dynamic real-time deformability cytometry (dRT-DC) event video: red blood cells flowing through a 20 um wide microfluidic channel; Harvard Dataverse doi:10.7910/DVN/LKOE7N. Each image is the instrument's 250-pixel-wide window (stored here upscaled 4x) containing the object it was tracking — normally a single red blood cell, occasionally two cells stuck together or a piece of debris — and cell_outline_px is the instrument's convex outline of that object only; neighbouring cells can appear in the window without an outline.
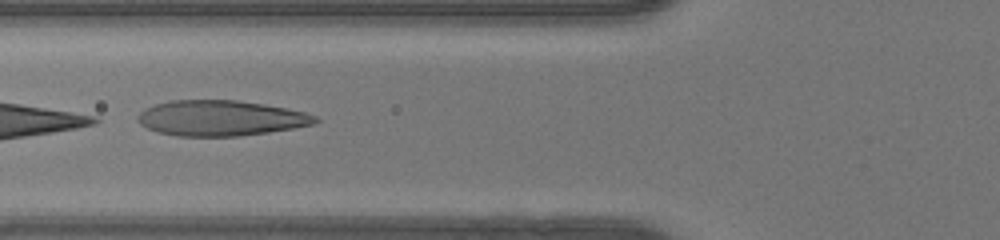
{"species": "human", "species_latin": "Homo sapiens", "temperature_condition": "warm", "stored_images_in_passage": 43, "camera_frame_rate_fps": 3000, "um_per_image_px": 0.085, "donor": {"sex": "female"}, "frame": {"image": 1, "passage_image": 14, "time_ms": 4.333, "image_size_px": [1000, 240], "cell_outline_px": [[320, 120], [312, 124], [292, 128], [268, 132], [236, 136], [176, 136], [156, 132], [140, 124], [136, 120], [136, 116], [144, 108], [168, 100], [236, 100], [264, 104], [304, 112], [316, 116]], "centroid_in_image_um": [18.69, 10.04], "position_along_channel_um": 107.1, "area_um2": 36.65}}
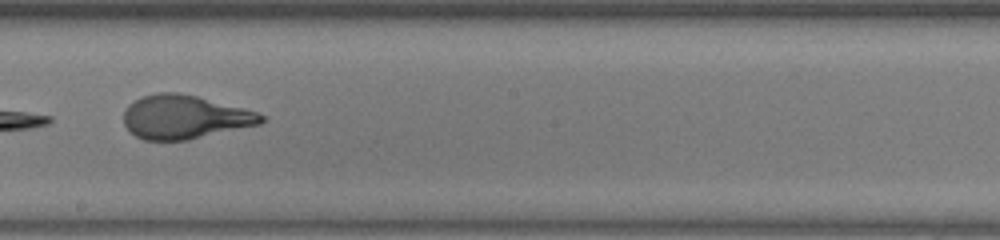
{"frame": {"image": 2, "passage_image": 23, "time_ms": 7.333, "image_size_px": [1000, 240], "cell_outline_px": [[264, 120], [260, 124], [188, 140], [144, 140], [136, 136], [124, 124], [124, 112], [128, 104], [144, 96], [160, 92], [176, 92], [196, 96], [244, 108], [256, 112], [264, 116]], "centroid_in_image_um": [15.69, 9.95], "position_along_channel_um": 232.5, "area_um2": 34.68}}
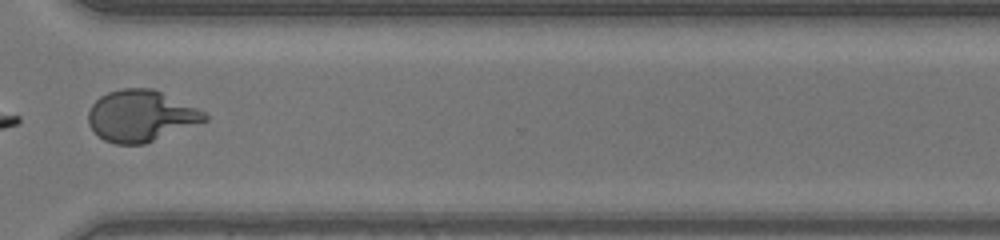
{"frame": {"image": 3, "passage_image": 32, "time_ms": 10.333, "image_size_px": [1000, 240], "cell_outline_px": [[208, 120], [144, 144], [116, 144], [104, 140], [88, 124], [88, 112], [92, 104], [100, 96], [108, 92], [120, 88], [152, 88], [196, 108], [204, 112], [208, 116]], "centroid_in_image_um": [11.95, 9.85], "position_along_channel_um": 358.7, "area_um2": 34.45}, "authors_computed_cell_mechanics": {"area_um2": 35.7782, "velocity_mm_per_s": 4.1825, "shape_relaxation_time_tau1_ms": 2.8241, "shape_relaxation_time_tau2_ms": null, "deformation_change_tau1": 0.4034, "deformation_change_tau2": null}}